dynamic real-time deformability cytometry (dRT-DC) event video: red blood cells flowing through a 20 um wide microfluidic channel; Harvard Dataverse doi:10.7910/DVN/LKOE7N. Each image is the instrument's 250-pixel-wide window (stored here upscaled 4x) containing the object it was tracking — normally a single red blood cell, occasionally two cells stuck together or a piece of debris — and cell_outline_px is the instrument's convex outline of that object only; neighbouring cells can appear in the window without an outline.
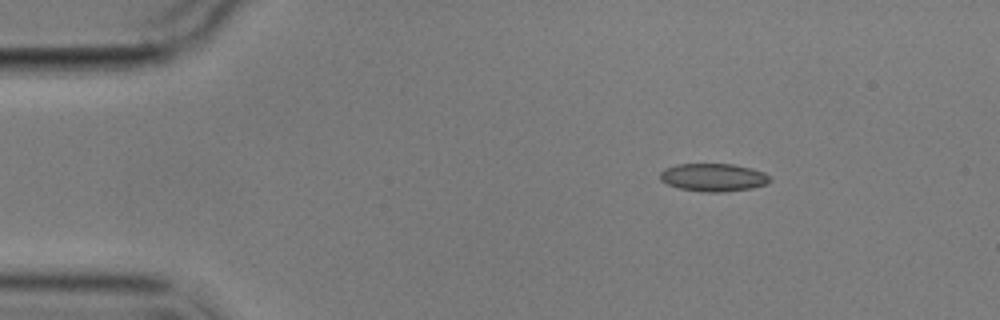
{"species": "common noctule bat (a hibernating species)", "species_latin": "Nyctalus noctula", "temperature_condition": "cold", "stored_images_in_passage": 3, "camera_frame_rate_fps": 3000, "um_per_image_px": 0.085, "animal": {"sex": "male", "body_mass_g": 17.9}, "frame": {"image": 1, "passage_image": 1, "time_ms": 0.0, "image_size_px": [1000, 320], "cell_outline_px": [[772, 180], [764, 184], [752, 188], [724, 192], [708, 192], [680, 188], [668, 184], [660, 180], [660, 172], [664, 168], [676, 164], [732, 164], [752, 168], [764, 172]], "centroid_in_image_um": [60.62, 15.07], "position_along_channel_um": 24.4, "area_um2": 17.8}}